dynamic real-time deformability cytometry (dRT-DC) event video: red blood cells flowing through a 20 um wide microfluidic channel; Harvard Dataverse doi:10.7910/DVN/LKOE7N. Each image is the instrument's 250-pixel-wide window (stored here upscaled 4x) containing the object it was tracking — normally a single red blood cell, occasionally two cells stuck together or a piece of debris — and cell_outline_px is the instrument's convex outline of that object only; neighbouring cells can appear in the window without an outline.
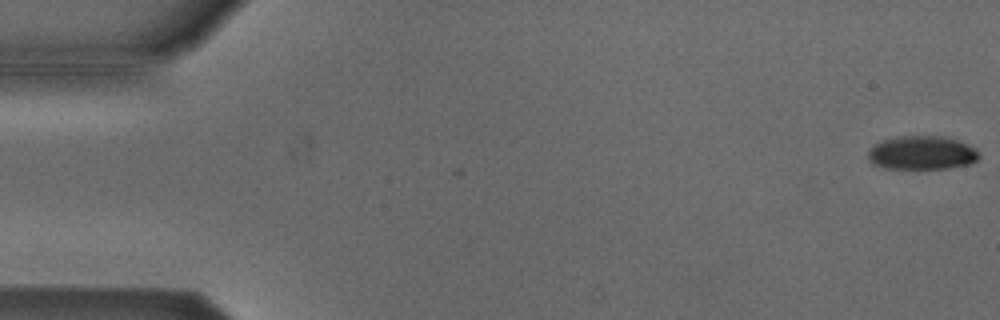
{"species": "Egyptian fruit bat (a non-hibernating species)", "species_latin": "Rousettus aegyptiacus", "temperature_condition": "cold", "stored_images_in_passage": 5, "camera_frame_rate_fps": 3000, "um_per_image_px": 0.085, "animal": {"sex": "male"}, "frame": {"image": 1, "passage_image": 5, "time_ms": 1.333, "image_size_px": [1000, 320], "cell_outline_px": [[980, 156], [972, 164], [948, 168], [884, 168], [872, 164], [868, 160], [868, 148], [872, 144], [896, 136], [940, 136], [956, 140], [976, 148], [980, 152]], "centroid_in_image_um": [78.34, 12.99], "position_along_channel_um": 6.7, "area_um2": 21.96}}